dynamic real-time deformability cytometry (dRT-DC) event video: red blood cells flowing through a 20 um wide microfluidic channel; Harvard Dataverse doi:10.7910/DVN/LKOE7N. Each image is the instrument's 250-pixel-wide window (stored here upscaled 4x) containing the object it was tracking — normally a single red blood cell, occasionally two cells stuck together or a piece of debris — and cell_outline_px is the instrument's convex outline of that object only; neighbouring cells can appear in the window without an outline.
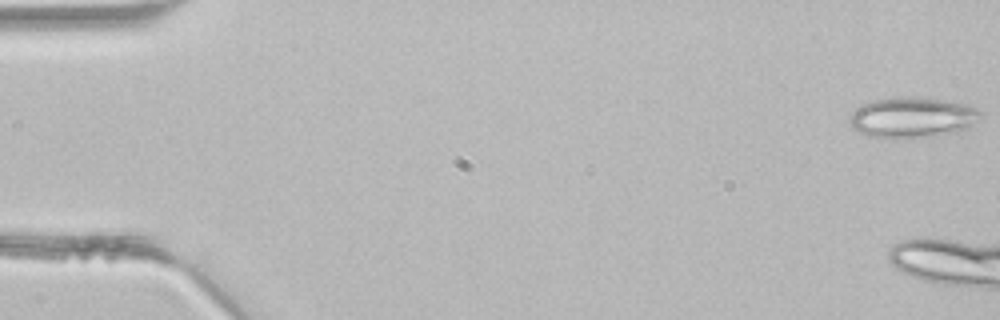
{"species": "common noctule bat (a hibernating species)", "species_latin": "Nyctalus noctula", "temperature_condition": "room temperature", "stored_images_in_passage": 6, "camera_frame_rate_fps": 3000, "um_per_image_px": 0.085, "animal": {"sex": "male", "body_mass_g": 21.5, "forearm_length_mm": 52.0}, "frame": {"image": 1, "passage_image": 1, "time_ms": 0.0, "image_size_px": [1000, 320], "cell_outline_px": [[980, 116], [968, 132], [904, 140], [868, 136], [852, 128], [848, 120], [852, 112], [856, 108], [864, 104], [876, 100], [900, 96], [920, 96], [952, 100], [968, 104], [976, 108], [980, 112]], "centroid_in_image_um": [77.62, 10.0], "position_along_channel_um": 7.4, "area_um2": 32.25}}